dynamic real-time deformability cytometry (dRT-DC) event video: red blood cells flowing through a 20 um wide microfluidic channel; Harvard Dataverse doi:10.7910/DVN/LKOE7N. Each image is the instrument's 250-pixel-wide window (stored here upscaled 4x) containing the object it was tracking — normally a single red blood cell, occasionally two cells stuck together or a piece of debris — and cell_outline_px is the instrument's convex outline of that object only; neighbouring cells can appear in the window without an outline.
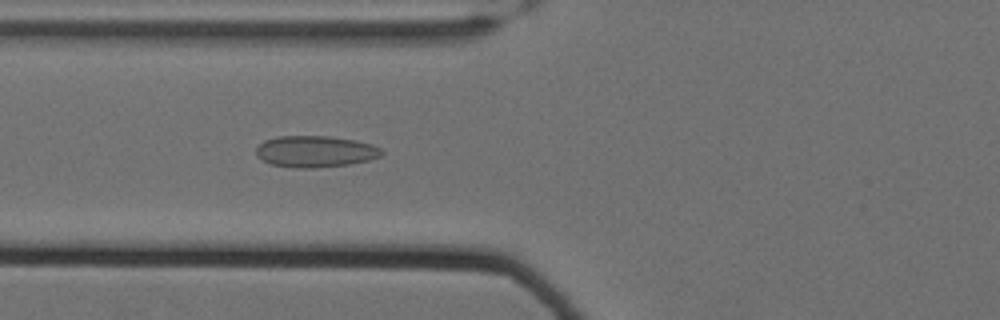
{"species": "Egyptian fruit bat (a non-hibernating species)", "species_latin": "Rousettus aegyptiacus", "temperature_condition": "cold", "stored_images_in_passage": 40, "camera_frame_rate_fps": 3000, "um_per_image_px": 0.085, "animal": {"sex": "female"}, "frame": {"image": 1, "passage_image": 12, "time_ms": 3.667, "image_size_px": [1000, 320], "cell_outline_px": [[384, 152], [380, 156], [368, 160], [348, 164], [316, 168], [296, 168], [272, 164], [256, 156], [256, 148], [264, 140], [276, 136], [328, 136], [356, 140], [372, 144], [384, 148]], "centroid_in_image_um": [26.82, 12.87], "position_along_channel_um": 99.0, "area_um2": 23.12}}
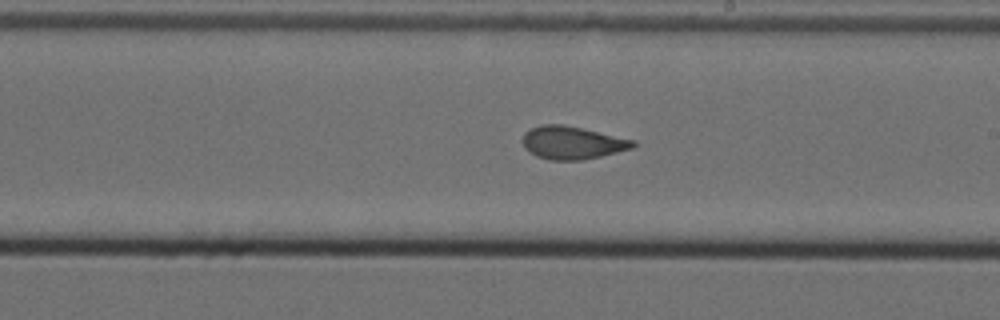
{"frame": {"image": 2, "passage_image": 24, "time_ms": 7.667, "image_size_px": [1000, 320], "cell_outline_px": [[636, 144], [632, 148], [600, 156], [580, 160], [548, 160], [536, 156], [528, 152], [524, 148], [524, 132], [540, 124], [564, 124], [636, 140]], "centroid_in_image_um": [48.63, 12.12], "position_along_channel_um": 240.4, "area_um2": 21.15}}
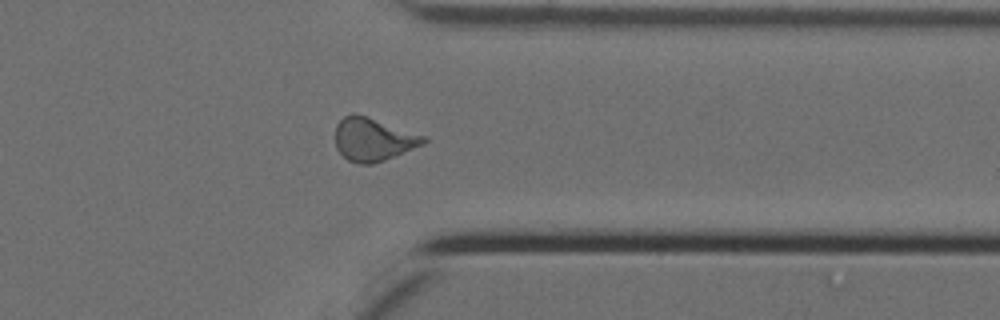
{"frame": {"image": 3, "passage_image": 36, "time_ms": 11.667, "image_size_px": [1000, 320], "cell_outline_px": [[428, 140], [424, 144], [384, 160], [372, 164], [360, 164], [348, 160], [336, 148], [336, 124], [344, 116], [368, 116], [428, 136]], "centroid_in_image_um": [31.77, 11.86], "position_along_channel_um": 379.6, "area_um2": 22.02}, "authors_computed_cell_mechanics": {"area_um2": 21.3282, "velocity_mm_per_s": 3.4952, "shape_relaxation_time_tau1_ms": null, "shape_relaxation_time_tau2_ms": 1.361, "deformation_change_tau1": null, "deformation_change_tau2": 0.0931}}